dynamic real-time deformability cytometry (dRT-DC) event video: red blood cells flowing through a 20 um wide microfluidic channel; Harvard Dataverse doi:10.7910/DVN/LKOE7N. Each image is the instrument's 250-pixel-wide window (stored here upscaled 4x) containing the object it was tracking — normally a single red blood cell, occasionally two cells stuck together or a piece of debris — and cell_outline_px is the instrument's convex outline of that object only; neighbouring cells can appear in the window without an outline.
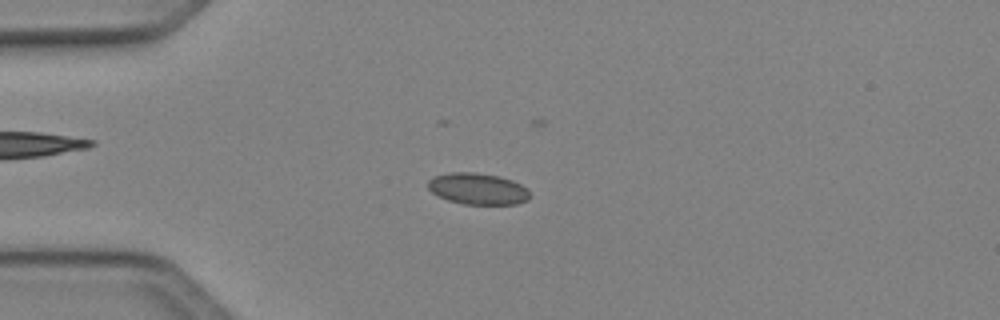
{"species": "Egyptian fruit bat (a non-hibernating species)", "species_latin": "Rousettus aegyptiacus", "temperature_condition": "cold", "stored_images_in_passage": 51, "camera_frame_rate_fps": 3000, "um_per_image_px": 0.085, "animal": {"sex": "female"}, "frame": {"image": 1, "passage_image": 13, "time_ms": 4.0, "image_size_px": [1000, 320], "cell_outline_px": [[528, 200], [516, 204], [464, 204], [448, 200], [432, 192], [428, 188], [428, 180], [432, 176], [452, 172], [476, 172], [500, 176], [512, 180], [528, 188]], "centroid_in_image_um": [40.6, 16.03], "position_along_channel_um": 44.4, "area_um2": 18.67}}
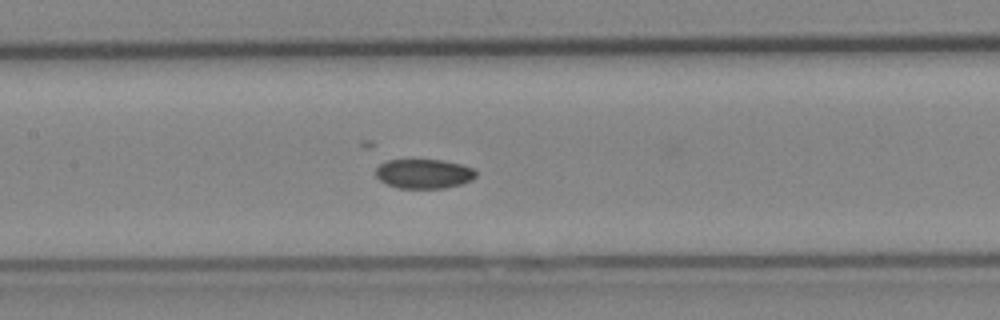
{"frame": {"image": 2, "passage_image": 24, "time_ms": 7.667, "image_size_px": [1000, 320], "cell_outline_px": [[476, 176], [472, 180], [460, 184], [444, 188], [396, 188], [380, 180], [376, 176], [376, 168], [380, 164], [388, 160], [440, 160], [460, 164], [472, 168], [476, 172]], "centroid_in_image_um": [36.02, 14.77], "position_along_channel_um": 171.4, "area_um2": 17.05}}
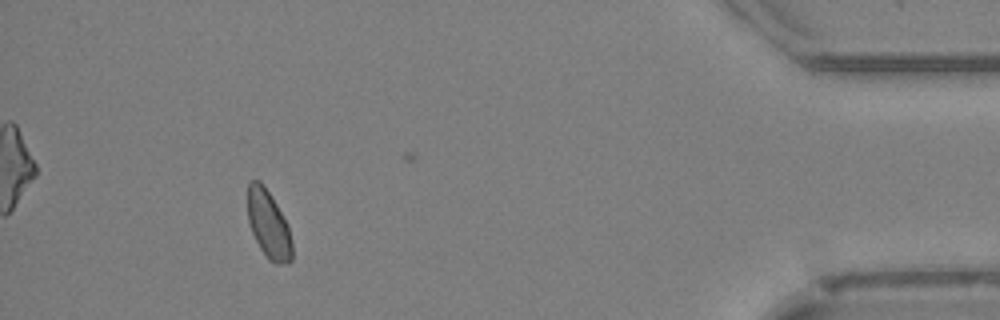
{"frame": {"image": 3, "passage_image": 46, "time_ms": 15.0, "image_size_px": [1000, 320], "cell_outline_px": [[292, 260], [288, 264], [276, 264], [268, 260], [260, 248], [252, 232], [248, 220], [248, 184], [252, 180], [260, 180], [276, 204], [288, 224], [292, 244]], "centroid_in_image_um": [22.84, 19.12], "position_along_channel_um": 412.4, "area_um2": 17.51}}